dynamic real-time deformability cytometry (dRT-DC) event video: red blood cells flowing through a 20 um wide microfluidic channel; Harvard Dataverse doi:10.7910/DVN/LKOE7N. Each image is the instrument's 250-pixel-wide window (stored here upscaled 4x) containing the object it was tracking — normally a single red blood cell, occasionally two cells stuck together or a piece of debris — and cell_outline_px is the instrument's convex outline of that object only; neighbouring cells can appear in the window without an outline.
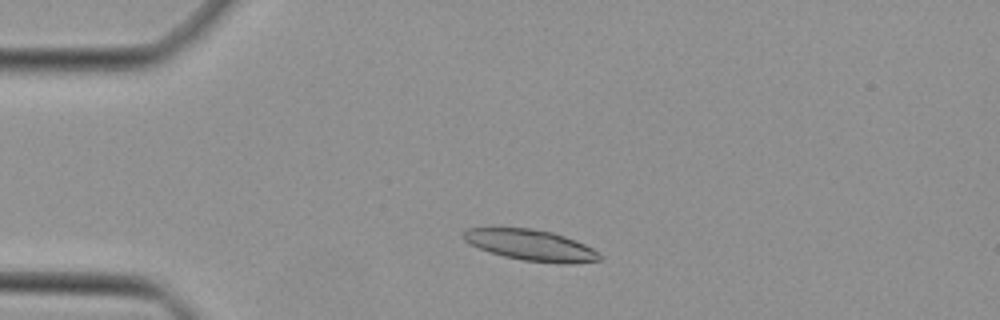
{"species": "Egyptian fruit bat (a non-hibernating species)", "species_latin": "Rousettus aegyptiacus", "temperature_condition": "cold", "stored_images_in_passage": 40, "camera_frame_rate_fps": 3000, "um_per_image_px": 0.085, "animal": {"sex": "female"}, "frame": {"image": 1, "passage_image": 4, "time_ms": 1.0, "image_size_px": [1000, 320], "cell_outline_px": [[604, 260], [568, 264], [524, 260], [504, 256], [480, 248], [464, 240], [464, 232], [468, 228], [532, 228], [552, 232], [576, 240], [600, 252], [604, 256]], "centroid_in_image_um": [45.22, 20.84], "position_along_channel_um": 39.8, "area_um2": 24.39}}
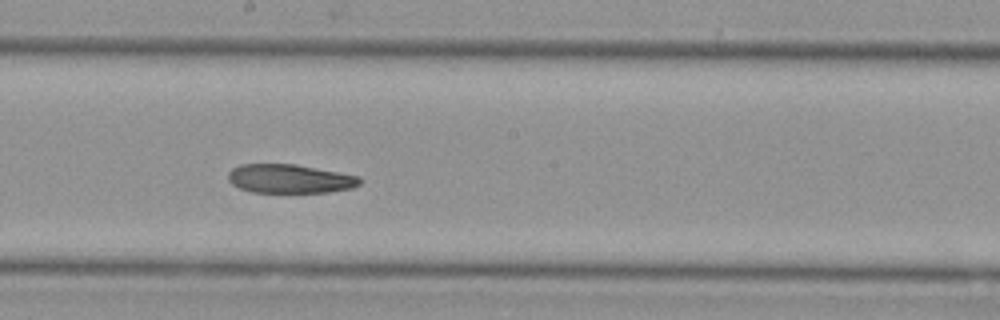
{"frame": {"image": 2, "passage_image": 19, "time_ms": 6.0, "image_size_px": [1000, 320], "cell_outline_px": [[364, 180], [360, 184], [352, 188], [328, 192], [252, 192], [240, 188], [232, 184], [228, 180], [228, 172], [232, 168], [240, 164], [296, 164], [360, 176]], "centroid_in_image_um": [24.65, 15.19], "position_along_channel_um": 223.6, "area_um2": 22.25}}
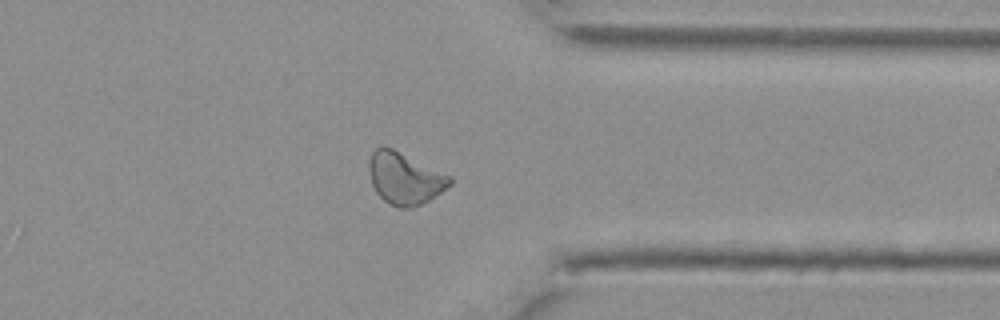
{"frame": {"image": 3, "passage_image": 30, "time_ms": 9.667, "image_size_px": [1000, 320], "cell_outline_px": [[452, 184], [428, 200], [412, 208], [396, 208], [388, 204], [376, 192], [372, 184], [368, 172], [368, 164], [372, 152], [376, 148], [392, 148], [452, 176]], "centroid_in_image_um": [34.39, 15.18], "position_along_channel_um": 377.0, "area_um2": 24.33}}